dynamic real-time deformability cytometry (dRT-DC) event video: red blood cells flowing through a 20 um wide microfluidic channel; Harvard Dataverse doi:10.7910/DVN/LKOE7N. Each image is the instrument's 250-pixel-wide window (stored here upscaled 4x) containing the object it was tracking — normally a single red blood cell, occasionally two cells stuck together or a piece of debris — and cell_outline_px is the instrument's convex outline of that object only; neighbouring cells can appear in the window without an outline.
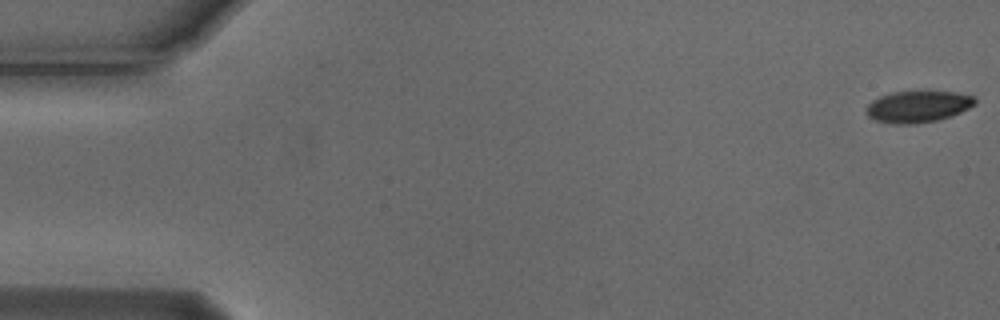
{"species": "Egyptian fruit bat (a non-hibernating species)", "species_latin": "Rousettus aegyptiacus", "temperature_condition": "cold", "stored_images_in_passage": 55, "camera_frame_rate_fps": 3000, "um_per_image_px": 0.085, "animal": {"sex": "male"}, "frame": {"image": 1, "passage_image": 1, "time_ms": 0.0, "image_size_px": [1000, 320], "cell_outline_px": [[976, 104], [952, 116], [936, 120], [916, 124], [896, 124], [876, 120], [868, 116], [868, 104], [872, 100], [880, 96], [892, 92], [924, 88], [956, 92], [976, 96]], "centroid_in_image_um": [78.09, 9.0], "position_along_channel_um": 6.9, "area_um2": 20.75}}
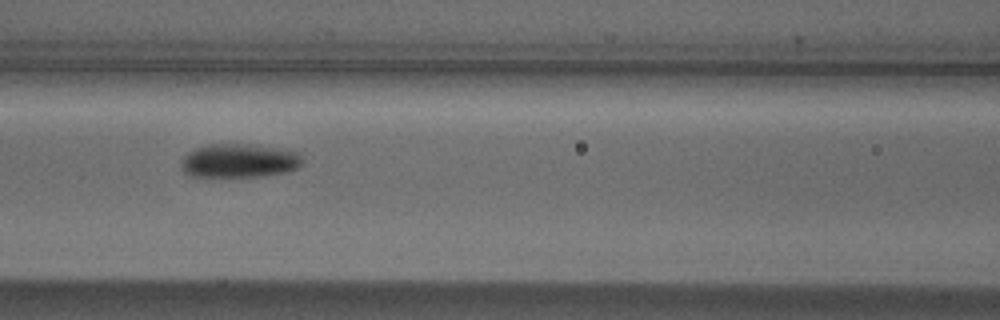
{"frame": {"image": 2, "passage_image": 24, "time_ms": 7.667, "image_size_px": [1000, 320], "cell_outline_px": [[304, 160], [296, 168], [288, 172], [264, 176], [188, 176], [180, 168], [180, 164], [184, 156], [188, 152], [196, 148], [208, 144], [248, 144], [276, 148], [296, 152]], "centroid_in_image_um": [20.29, 13.67], "position_along_channel_um": 146.3, "area_um2": 23.81}}
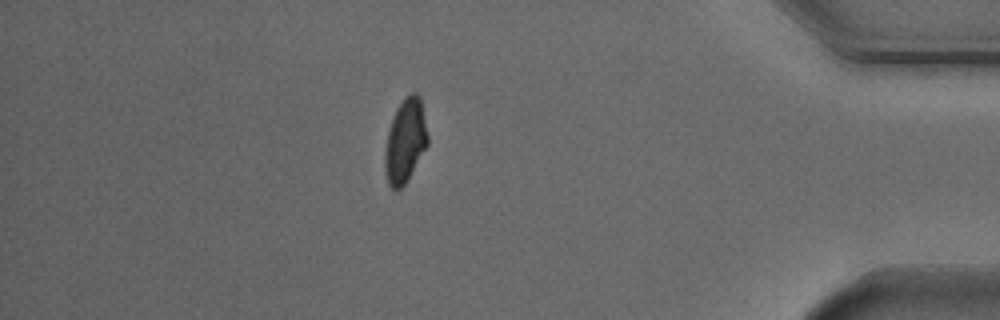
{"frame": {"image": 3, "passage_image": 48, "time_ms": 15.667, "image_size_px": [1000, 320], "cell_outline_px": [[428, 144], [404, 184], [400, 188], [392, 188], [388, 184], [384, 164], [384, 152], [388, 132], [392, 116], [396, 108], [404, 96], [412, 92], [416, 92], [420, 96], [428, 136]], "centroid_in_image_um": [34.43, 11.91], "position_along_channel_um": 400.8, "area_um2": 20.75}, "authors_computed_cell_mechanics": {"area_um2": 22.0218, "velocity_mm_per_s": 3.72, "shape_relaxation_time_tau1_ms": 3.9625, "shape_relaxation_time_tau2_ms": null, "deformation_change_tau1": 0.1333, "deformation_change_tau2": null}}